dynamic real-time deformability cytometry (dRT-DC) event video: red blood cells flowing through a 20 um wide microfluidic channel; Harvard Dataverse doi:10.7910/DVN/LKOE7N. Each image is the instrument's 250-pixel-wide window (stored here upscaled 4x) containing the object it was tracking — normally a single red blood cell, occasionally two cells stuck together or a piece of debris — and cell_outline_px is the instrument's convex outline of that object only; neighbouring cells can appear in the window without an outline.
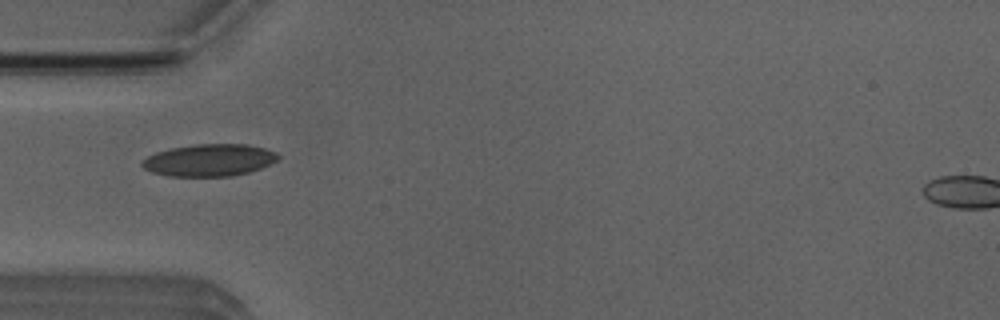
{"species": "Egyptian fruit bat (a non-hibernating species)", "species_latin": "Rousettus aegyptiacus", "temperature_condition": "room temperature", "stored_images_in_passage": 7, "camera_frame_rate_fps": 3000, "um_per_image_px": 0.085, "animal": {"sex": "male"}, "frame": {"image": 1, "passage_image": 5, "time_ms": 4.667, "image_size_px": [1000, 320], "cell_outline_px": [[280, 156], [276, 160], [260, 168], [248, 172], [232, 176], [168, 176], [152, 172], [144, 168], [140, 164], [140, 160], [156, 152], [172, 148], [196, 144], [248, 144], [264, 148], [276, 152]], "centroid_in_image_um": [17.76, 13.61], "position_along_channel_um": 67.2, "area_um2": 25.37}}